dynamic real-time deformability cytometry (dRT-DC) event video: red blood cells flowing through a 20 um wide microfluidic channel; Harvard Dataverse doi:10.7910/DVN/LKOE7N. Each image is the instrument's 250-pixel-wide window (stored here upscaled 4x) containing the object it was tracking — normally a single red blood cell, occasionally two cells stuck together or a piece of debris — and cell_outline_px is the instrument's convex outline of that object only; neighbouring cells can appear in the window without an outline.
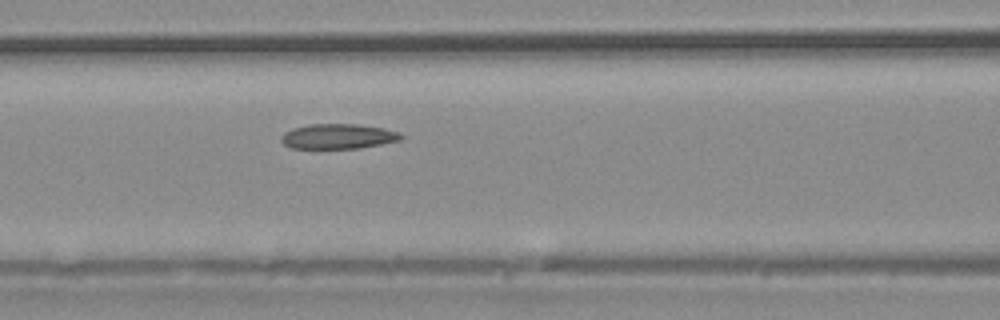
{"species": "common noctule bat (a hibernating species)", "species_latin": "Nyctalus noctula", "temperature_condition": "warm", "stored_images_in_passage": 27, "camera_frame_rate_fps": 3000, "um_per_image_px": 0.085, "animal": {"sex": "male", "body_mass_g": 20.4}, "frame": {"image": 1, "passage_image": 5, "time_ms": 1.333, "image_size_px": [1000, 320], "cell_outline_px": [[404, 136], [400, 140], [360, 148], [288, 148], [280, 140], [280, 136], [284, 132], [292, 128], [308, 124], [360, 124], [384, 128], [396, 132]], "centroid_in_image_um": [28.68, 11.58], "position_along_channel_um": 137.9, "area_um2": 17.51}}
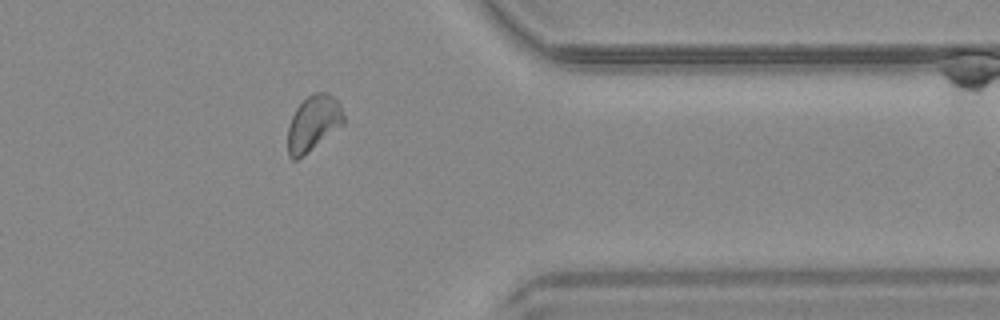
{"frame": {"image": 2, "passage_image": 20, "time_ms": 6.333, "image_size_px": [1000, 320], "cell_outline_px": [[344, 124], [296, 160], [292, 160], [288, 156], [288, 124], [296, 108], [308, 96], [316, 92], [328, 92], [340, 104], [344, 116]], "centroid_in_image_um": [26.62, 10.46], "position_along_channel_um": 384.8, "area_um2": 17.8}}